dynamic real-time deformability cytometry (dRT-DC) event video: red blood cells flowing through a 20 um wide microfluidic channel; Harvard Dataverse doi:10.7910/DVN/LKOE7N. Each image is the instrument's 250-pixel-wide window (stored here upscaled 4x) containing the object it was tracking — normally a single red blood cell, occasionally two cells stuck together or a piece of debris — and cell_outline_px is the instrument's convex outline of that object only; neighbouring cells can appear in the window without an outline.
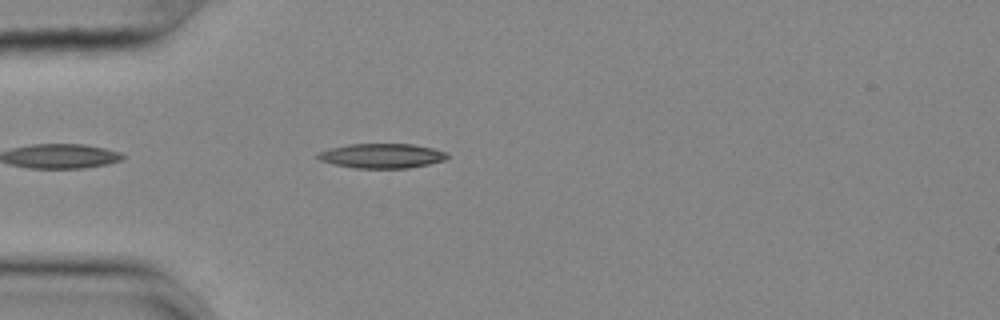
{"species": "common noctule bat (a hibernating species)", "species_latin": "Nyctalus noctula", "temperature_condition": "cold", "stored_images_in_passage": 29, "camera_frame_rate_fps": 3000, "um_per_image_px": 0.085, "animal": {"sex": "female", "body_mass_g": 25.1}, "frame": {"image": 1, "passage_image": 5, "time_ms": 1.333, "image_size_px": [1000, 320], "cell_outline_px": [[448, 156], [444, 160], [428, 164], [408, 168], [356, 168], [332, 164], [320, 160], [316, 156], [316, 152], [328, 148], [348, 144], [412, 144], [432, 148], [448, 152]], "centroid_in_image_um": [32.41, 13.24], "position_along_channel_um": 52.6, "area_um2": 18.67}}
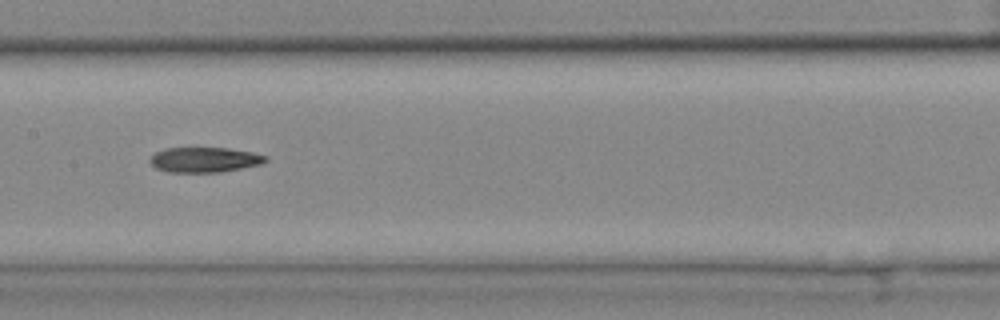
{"frame": {"image": 2, "passage_image": 17, "time_ms": 5.333, "image_size_px": [1000, 320], "cell_outline_px": [[268, 160], [260, 164], [220, 172], [168, 172], [156, 168], [148, 160], [156, 152], [164, 148], [228, 148], [252, 152], [268, 156]], "centroid_in_image_um": [17.38, 13.57], "position_along_channel_um": 190.0, "area_um2": 16.82}}
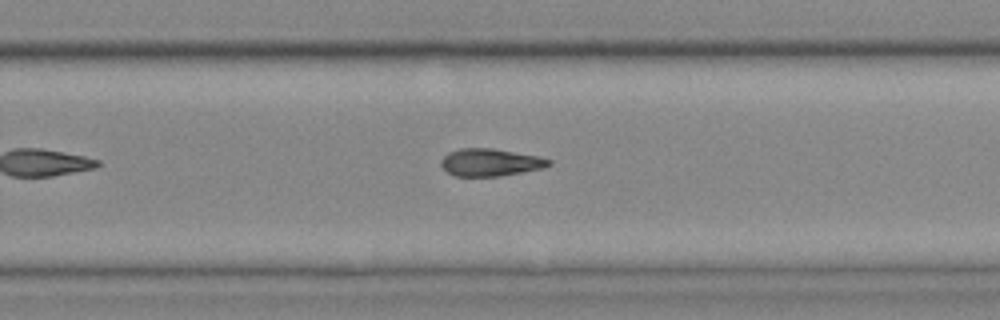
{"frame": {"image": 3, "passage_image": 25, "time_ms": 8.0, "image_size_px": [1000, 320], "cell_outline_px": [[552, 164], [540, 168], [500, 176], [456, 176], [448, 172], [440, 164], [440, 160], [448, 152], [460, 148], [492, 148], [536, 156], [552, 160]], "centroid_in_image_um": [41.63, 13.79], "position_along_channel_um": 288.2, "area_um2": 16.99}}